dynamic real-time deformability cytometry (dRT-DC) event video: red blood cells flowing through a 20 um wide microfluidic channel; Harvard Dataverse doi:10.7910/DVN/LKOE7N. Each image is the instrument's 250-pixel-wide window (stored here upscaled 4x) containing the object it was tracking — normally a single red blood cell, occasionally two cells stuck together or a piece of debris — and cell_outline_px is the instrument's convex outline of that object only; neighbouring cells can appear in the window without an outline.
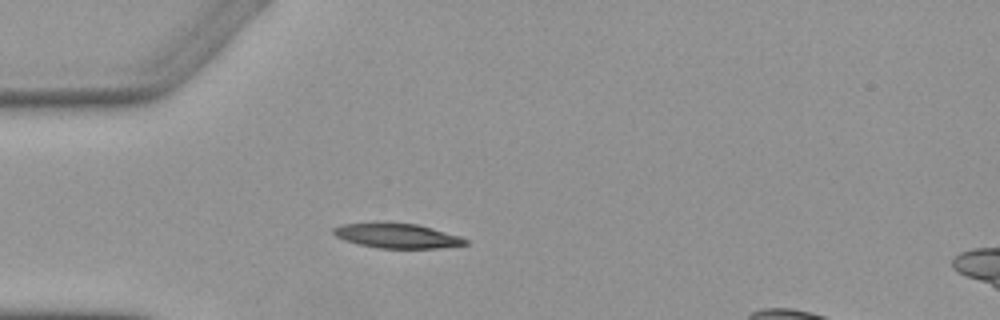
{"species": "Egyptian fruit bat (a non-hibernating species)", "species_latin": "Rousettus aegyptiacus", "temperature_condition": "warm", "stored_images_in_passage": 4, "segment_of_instrument_passage": [1, 2], "camera_frame_rate_fps": 3000, "um_per_image_px": 0.085, "animal": {"sex": "female"}, "frame": {"image": 1, "passage_image": 3, "time_ms": 3.667, "image_size_px": [1000, 320], "cell_outline_px": [[468, 244], [440, 248], [376, 248], [344, 240], [336, 236], [332, 232], [332, 228], [344, 224], [376, 220], [416, 224], [432, 228], [460, 236], [468, 240]], "centroid_in_image_um": [33.7, 20.01], "position_along_channel_um": 51.3, "area_um2": 19.48}}